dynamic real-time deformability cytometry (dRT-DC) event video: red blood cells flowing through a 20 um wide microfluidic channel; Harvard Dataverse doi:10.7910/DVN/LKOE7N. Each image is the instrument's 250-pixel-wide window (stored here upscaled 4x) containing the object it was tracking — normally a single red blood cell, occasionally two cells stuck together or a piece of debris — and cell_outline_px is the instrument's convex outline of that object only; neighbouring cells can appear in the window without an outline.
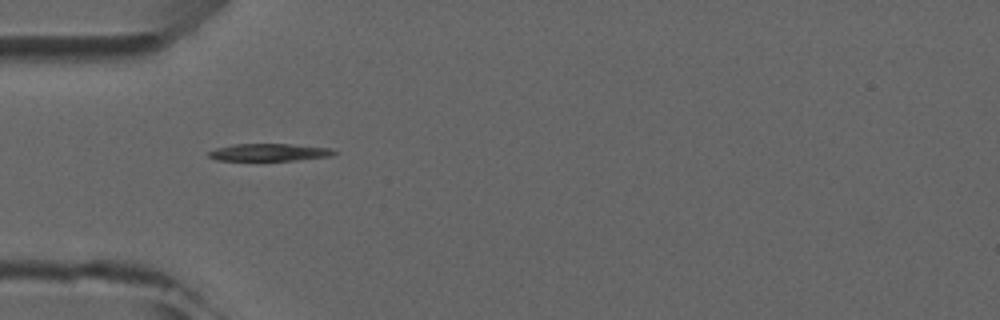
{"species": "common noctule bat (a hibernating species)", "species_latin": "Nyctalus noctula", "temperature_condition": "room temperature", "stored_images_in_passage": 5, "camera_frame_rate_fps": 3000, "um_per_image_px": 0.085, "animal": {"sex": "male", "forearm_length_mm": 52.5}, "frame": {"image": 1, "passage_image": 1, "time_ms": 0.0, "image_size_px": [1000, 320], "cell_outline_px": [[336, 152], [332, 156], [296, 160], [216, 160], [208, 156], [208, 152], [216, 148], [232, 144], [292, 144], [332, 148]], "centroid_in_image_um": [22.89, 12.94], "position_along_channel_um": 62.1, "area_um2": 12.66}}
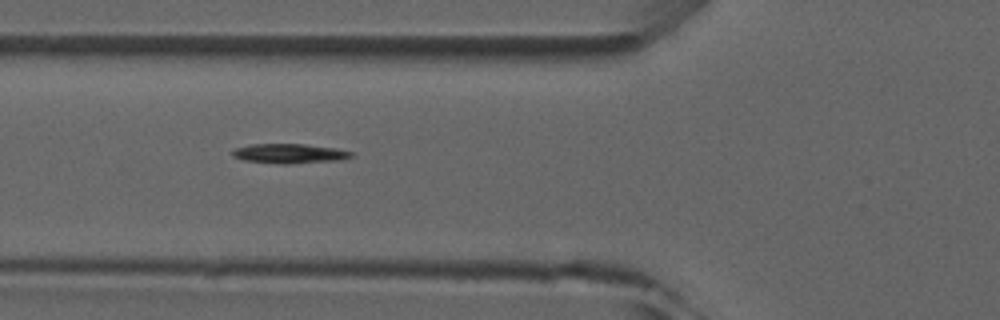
{"frame": {"image": 2, "passage_image": 2, "time_ms": 1.0, "image_size_px": [1000, 320], "cell_outline_px": [[352, 156], [340, 160], [288, 164], [280, 164], [244, 160], [232, 156], [232, 152], [236, 148], [252, 144], [304, 144], [336, 148], [352, 152]], "centroid_in_image_um": [24.6, 13.05], "position_along_channel_um": 101.2, "area_um2": 13.47}}
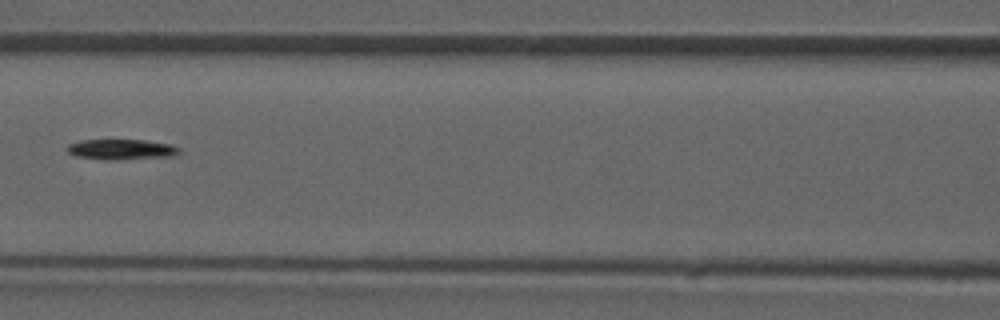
{"frame": {"image": 3, "passage_image": 3, "time_ms": 2.333, "image_size_px": [1000, 320], "cell_outline_px": [[180, 152], [172, 156], [116, 160], [104, 160], [76, 156], [68, 152], [68, 144], [80, 140], [144, 140], [172, 144], [180, 148]], "centroid_in_image_um": [10.33, 12.7], "position_along_channel_um": 156.3, "area_um2": 13.35}}